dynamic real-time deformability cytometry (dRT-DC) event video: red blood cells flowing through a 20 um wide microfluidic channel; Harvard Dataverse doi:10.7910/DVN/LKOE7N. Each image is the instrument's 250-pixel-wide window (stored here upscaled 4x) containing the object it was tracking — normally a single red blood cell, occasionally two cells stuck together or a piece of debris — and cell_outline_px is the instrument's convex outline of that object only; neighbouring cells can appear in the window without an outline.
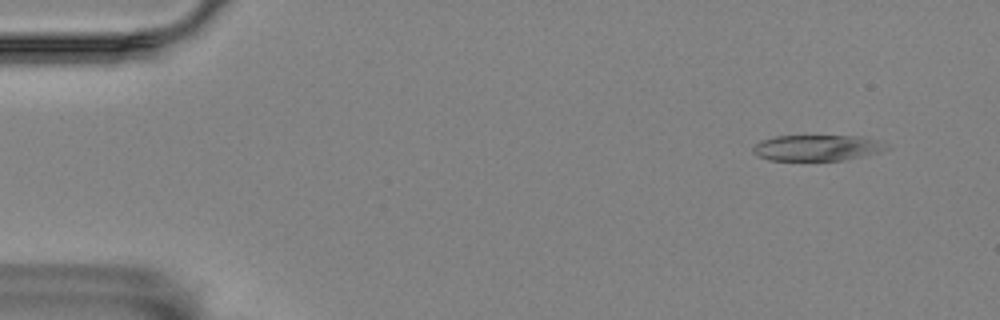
{"species": "Egyptian fruit bat (a non-hibernating species)", "species_latin": "Rousettus aegyptiacus", "temperature_condition": "room temperature", "stored_images_in_passage": 53, "camera_frame_rate_fps": 3000, "um_per_image_px": 0.085, "animal": {"sex": "female"}, "frame": {"image": 1, "passage_image": 5, "time_ms": 1.333, "image_size_px": [1000, 320], "cell_outline_px": [[892, 148], [880, 152], [840, 160], [768, 160], [756, 156], [752, 152], [752, 148], [760, 140], [776, 136], [864, 136], [880, 140]], "centroid_in_image_um": [69.46, 12.55], "position_along_channel_um": 15.5, "area_um2": 20.29}}
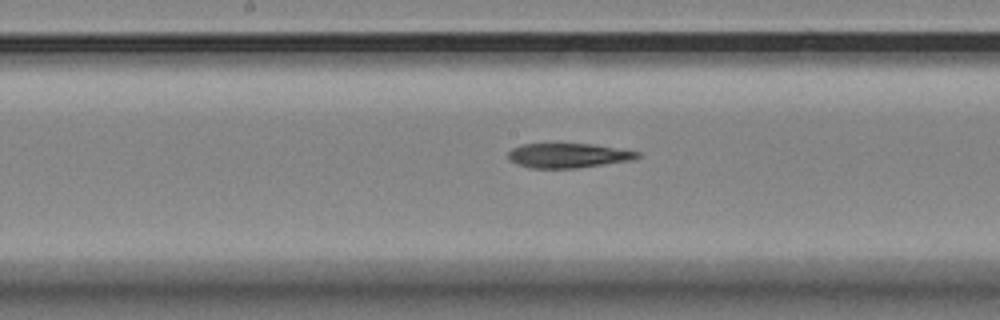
{"frame": {"image": 2, "passage_image": 29, "time_ms": 9.333, "image_size_px": [1000, 320], "cell_outline_px": [[640, 156], [632, 160], [576, 168], [528, 168], [516, 164], [508, 160], [508, 152], [512, 148], [524, 144], [592, 144], [640, 152]], "centroid_in_image_um": [48.25, 13.22], "position_along_channel_um": 199.9, "area_um2": 18.44}}
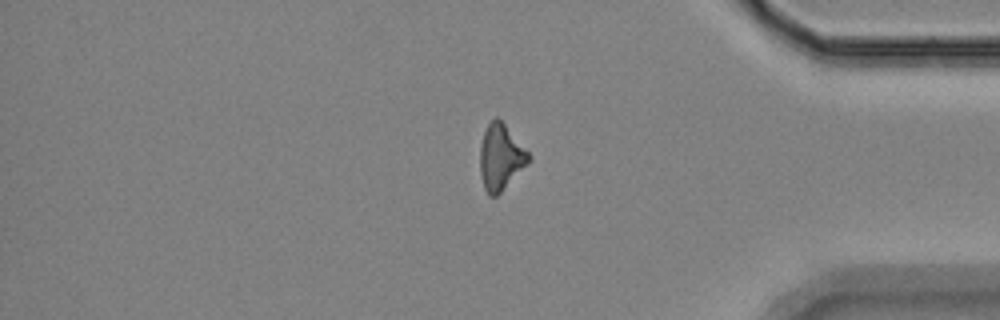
{"frame": {"image": 3, "passage_image": 47, "time_ms": 15.333, "image_size_px": [1000, 320], "cell_outline_px": [[528, 160], [500, 192], [496, 196], [488, 196], [484, 188], [480, 172], [480, 144], [484, 132], [488, 124], [496, 116], [504, 124], [528, 152]], "centroid_in_image_um": [42.49, 13.35], "position_along_channel_um": 392.7, "area_um2": 17.8}}